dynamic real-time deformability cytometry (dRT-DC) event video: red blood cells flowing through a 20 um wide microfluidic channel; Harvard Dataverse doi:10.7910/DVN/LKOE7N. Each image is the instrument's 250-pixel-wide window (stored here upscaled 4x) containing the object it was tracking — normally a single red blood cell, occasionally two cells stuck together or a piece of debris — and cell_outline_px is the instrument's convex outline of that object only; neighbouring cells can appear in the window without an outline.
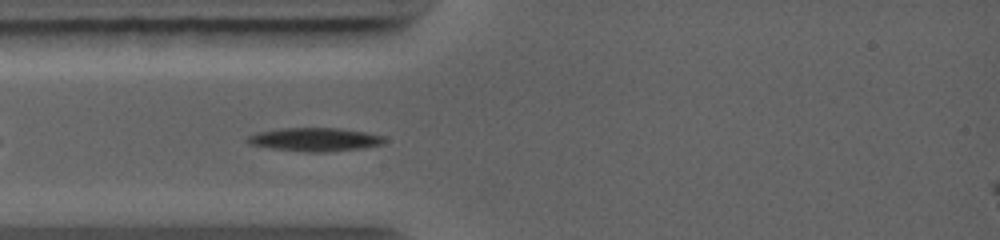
{"species": "common noctule bat (a hibernating species)", "species_latin": "Nyctalus noctula", "temperature_condition": "warm", "stored_images_in_passage": 7, "camera_frame_rate_fps": 5000, "um_per_image_px": 0.085, "animal": {"sex": "female", "body_mass_g": 19.0, "forearm_length_mm": 56.7}, "frame": {"image": 1, "passage_image": 4, "time_ms": 1.2, "image_size_px": [1000, 240], "cell_outline_px": [[388, 140], [384, 144], [364, 148], [324, 152], [308, 152], [272, 148], [248, 144], [244, 140], [248, 136], [260, 132], [280, 128], [340, 128], [364, 132], [384, 136]], "centroid_in_image_um": [26.8, 11.86], "position_along_channel_um": 58.2, "area_um2": 18.79}}
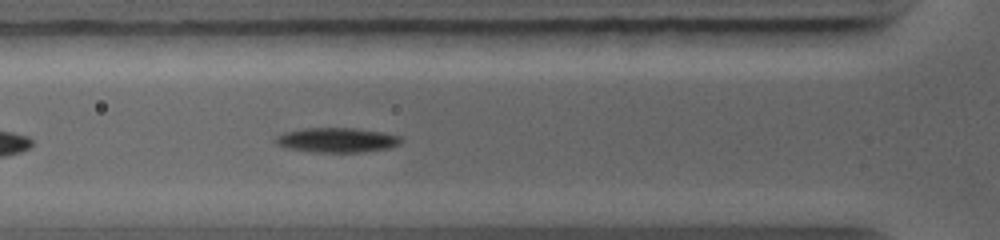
{"frame": {"image": 2, "passage_image": 6, "time_ms": 2.0, "image_size_px": [1000, 240], "cell_outline_px": [[404, 140], [400, 144], [388, 148], [364, 152], [312, 152], [288, 148], [276, 144], [272, 140], [276, 136], [284, 132], [300, 128], [356, 128], [380, 132], [400, 136]], "centroid_in_image_um": [28.61, 11.9], "position_along_channel_um": 97.2, "area_um2": 18.21}}